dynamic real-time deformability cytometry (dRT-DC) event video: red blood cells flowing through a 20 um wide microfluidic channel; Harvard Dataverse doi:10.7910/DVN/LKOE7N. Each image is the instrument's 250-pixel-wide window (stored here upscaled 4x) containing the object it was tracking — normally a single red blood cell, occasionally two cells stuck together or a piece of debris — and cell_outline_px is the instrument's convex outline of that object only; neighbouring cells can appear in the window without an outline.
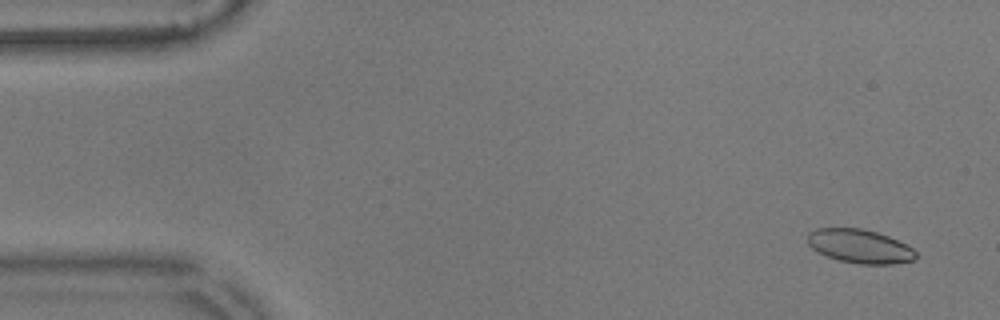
{"species": "common noctule bat (a hibernating species)", "species_latin": "Nyctalus noctula", "temperature_condition": "warm", "stored_images_in_passage": 56, "camera_frame_rate_fps": 3000, "um_per_image_px": 0.085, "animal": {"sex": "male", "body_mass_g": 17.9}, "frame": {"image": 1, "passage_image": 3, "time_ms": 0.667, "image_size_px": [1000, 320], "cell_outline_px": [[916, 260], [892, 264], [860, 264], [840, 260], [816, 252], [808, 244], [808, 232], [816, 228], [864, 228], [888, 236], [912, 248], [916, 252]], "centroid_in_image_um": [73.07, 20.93], "position_along_channel_um": 11.9, "area_um2": 21.27}}
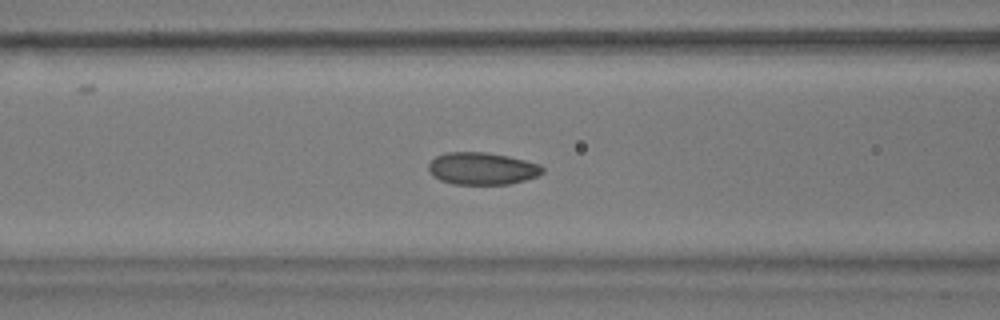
{"frame": {"image": 2, "passage_image": 22, "time_ms": 7.0, "image_size_px": [1000, 320], "cell_outline_px": [[544, 172], [536, 176], [524, 180], [508, 184], [452, 184], [440, 180], [432, 176], [428, 168], [428, 164], [436, 156], [444, 152], [488, 152], [508, 156], [540, 164], [544, 168]], "centroid_in_image_um": [40.96, 14.32], "position_along_channel_um": 125.6, "area_um2": 21.5}}
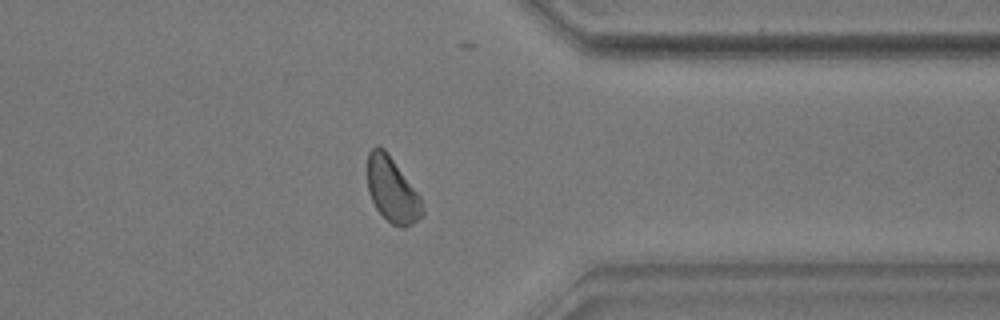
{"frame": {"image": 3, "passage_image": 44, "time_ms": 14.333, "image_size_px": [1000, 320], "cell_outline_px": [[424, 212], [412, 224], [404, 228], [400, 228], [392, 224], [376, 208], [368, 192], [368, 152], [376, 144], [384, 148], [420, 196], [424, 208]], "centroid_in_image_um": [33.33, 16.14], "position_along_channel_um": 378.1, "area_um2": 20.58}, "authors_computed_cell_mechanics": {"area_um2": 21.4149, "velocity_mm_per_s": 3.5649, "shape_relaxation_time_tau1_ms": 4.1458, "shape_relaxation_time_tau2_ms": null, "deformation_change_tau1": 0.0756, "deformation_change_tau2": null}}